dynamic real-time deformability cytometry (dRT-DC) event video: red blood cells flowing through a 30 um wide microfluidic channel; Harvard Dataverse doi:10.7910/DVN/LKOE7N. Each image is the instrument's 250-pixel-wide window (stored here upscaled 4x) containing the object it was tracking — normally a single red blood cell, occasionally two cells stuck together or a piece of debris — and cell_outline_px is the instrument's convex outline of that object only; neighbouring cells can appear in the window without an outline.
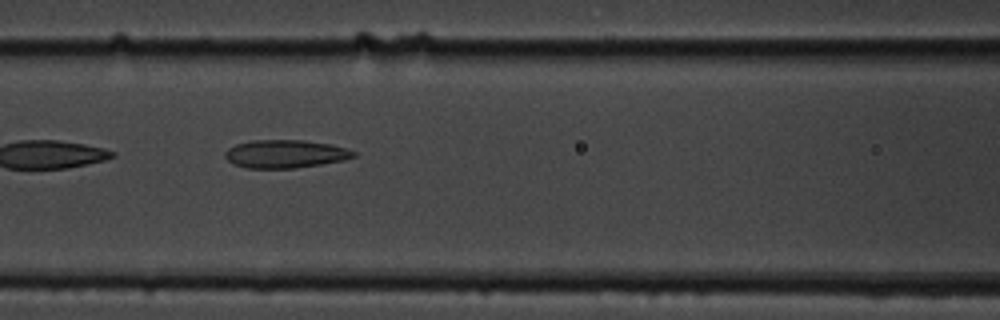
{"species": "common noctule bat (a hibernating species)", "species_latin": "Nyctalus noctula", "temperature_condition": "cold", "stored_images_in_passage": 10, "camera_frame_rate_fps": 3000, "um_per_image_px": 0.085, "animal": {"sex": "male", "body_mass_g": 19.5, "forearm_length_mm": 54.6}, "frame": {"image": 1, "passage_image": 6, "time_ms": 5.667, "image_size_px": [1000, 320], "cell_outline_px": [[356, 156], [344, 160], [296, 168], [248, 168], [232, 164], [224, 156], [224, 152], [228, 148], [236, 144], [252, 140], [304, 140], [332, 144], [348, 148], [356, 152]], "centroid_in_image_um": [24.26, 13.08], "position_along_channel_um": 142.3, "area_um2": 21.21}}
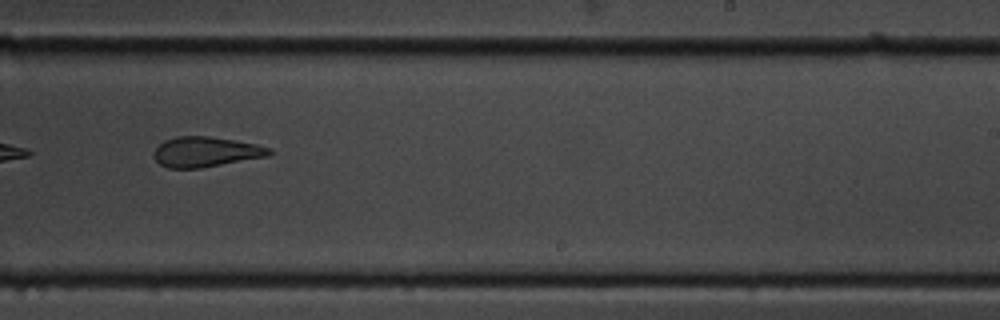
{"frame": {"image": 2, "passage_image": 9, "time_ms": 9.333, "image_size_px": [1000, 320], "cell_outline_px": [[272, 152], [268, 156], [200, 168], [168, 168], [160, 164], [156, 160], [156, 148], [164, 140], [176, 136], [208, 136], [256, 144], [272, 148]], "centroid_in_image_um": [17.51, 12.9], "position_along_channel_um": 271.5, "area_um2": 20.0}}
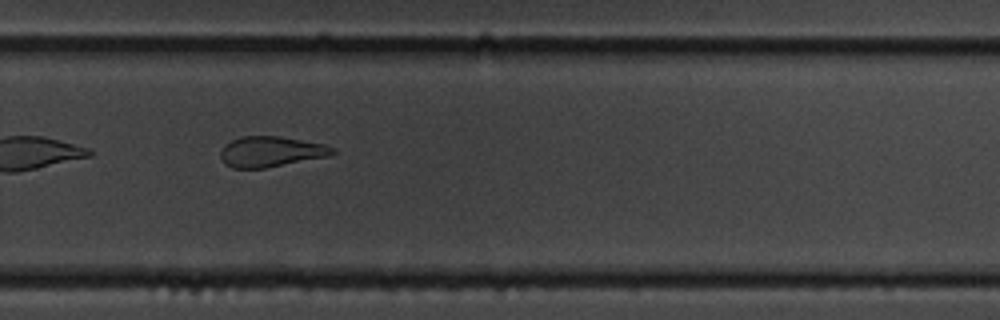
{"frame": {"image": 3, "passage_image": 10, "time_ms": 10.333, "image_size_px": [1000, 320], "cell_outline_px": [[336, 152], [332, 156], [264, 168], [232, 168], [224, 164], [220, 156], [220, 152], [224, 144], [232, 140], [244, 136], [280, 136], [324, 144], [336, 148]], "centroid_in_image_um": [23.05, 12.89], "position_along_channel_um": 306.7, "area_um2": 20.11}}